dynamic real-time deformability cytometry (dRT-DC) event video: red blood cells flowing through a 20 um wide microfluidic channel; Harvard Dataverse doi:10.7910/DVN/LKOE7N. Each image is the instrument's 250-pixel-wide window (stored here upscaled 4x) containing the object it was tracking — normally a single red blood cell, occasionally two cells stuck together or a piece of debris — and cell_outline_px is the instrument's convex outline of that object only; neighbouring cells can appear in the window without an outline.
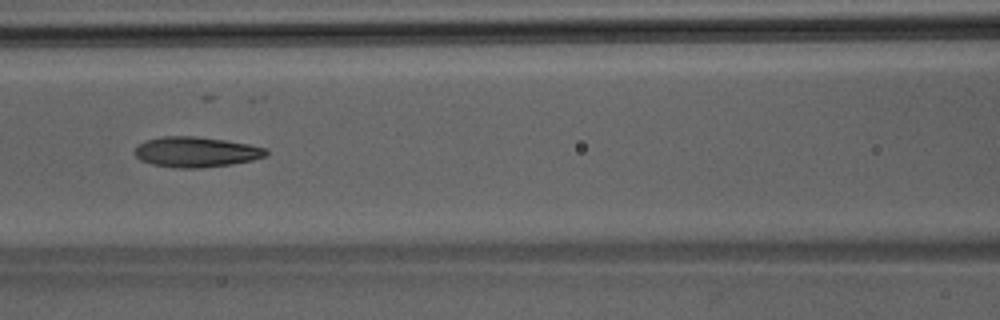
{"species": "Egyptian fruit bat (a non-hibernating species)", "species_latin": "Rousettus aegyptiacus", "temperature_condition": "room temperature", "stored_images_in_passage": 24, "camera_frame_rate_fps": 3000, "um_per_image_px": 0.085, "animal": {"sex": "male"}, "frame": {"image": 1, "passage_image": 11, "time_ms": 3.333, "image_size_px": [1000, 320], "cell_outline_px": [[268, 152], [264, 156], [252, 160], [232, 164], [200, 168], [176, 168], [152, 164], [140, 160], [132, 152], [144, 140], [160, 136], [196, 136], [224, 140], [248, 144], [268, 148]], "centroid_in_image_um": [16.63, 12.91], "position_along_channel_um": 150.0, "area_um2": 23.29}}